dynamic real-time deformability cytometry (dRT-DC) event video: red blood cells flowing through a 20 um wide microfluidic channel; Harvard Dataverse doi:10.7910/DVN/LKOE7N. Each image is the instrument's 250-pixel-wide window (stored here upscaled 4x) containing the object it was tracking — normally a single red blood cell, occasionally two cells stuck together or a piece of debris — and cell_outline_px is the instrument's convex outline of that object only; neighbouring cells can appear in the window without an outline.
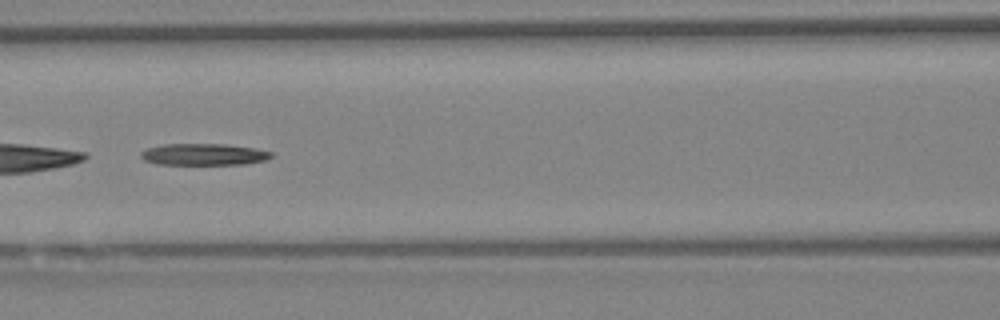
{"species": "Egyptian fruit bat (a non-hibernating species)", "species_latin": "Rousettus aegyptiacus", "temperature_condition": "warm", "stored_images_in_passage": 57, "camera_frame_rate_fps": 3000, "um_per_image_px": 0.085, "animal": {"sex": "female"}, "frame": {"image": 1, "passage_image": 25, "time_ms": 8.0, "image_size_px": [1000, 320], "cell_outline_px": [[272, 156], [268, 160], [244, 164], [156, 164], [144, 160], [140, 156], [140, 152], [148, 148], [164, 144], [224, 144], [256, 148], [272, 152]], "centroid_in_image_um": [17.34, 13.12], "position_along_channel_um": 149.3, "area_um2": 16.47}}